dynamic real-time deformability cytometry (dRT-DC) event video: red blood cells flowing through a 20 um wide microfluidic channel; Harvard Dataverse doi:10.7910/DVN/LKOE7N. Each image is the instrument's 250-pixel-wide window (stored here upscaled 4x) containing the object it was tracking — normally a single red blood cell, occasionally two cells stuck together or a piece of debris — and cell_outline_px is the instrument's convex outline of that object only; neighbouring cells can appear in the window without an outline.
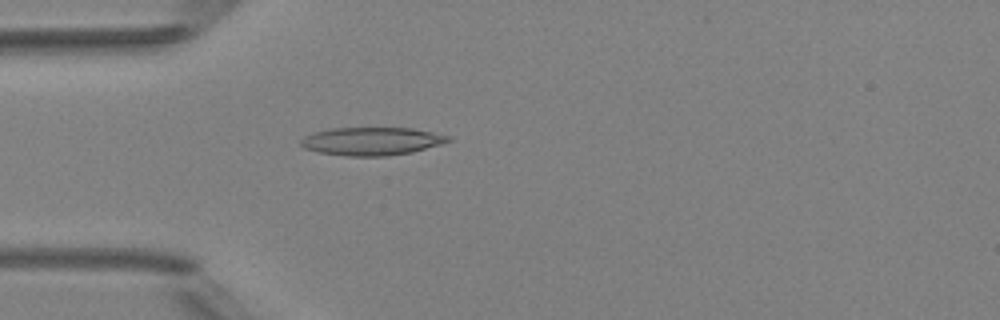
{"species": "Egyptian fruit bat (a non-hibernating species)", "species_latin": "Rousettus aegyptiacus", "temperature_condition": "room temperature", "stored_images_in_passage": 2, "camera_frame_rate_fps": 3000, "um_per_image_px": 0.085, "animal": {"sex": "female"}, "frame": {"image": 1, "passage_image": 2, "time_ms": 1.0, "image_size_px": [1000, 320], "cell_outline_px": [[452, 140], [440, 144], [412, 152], [388, 156], [344, 156], [316, 152], [304, 148], [300, 144], [300, 140], [304, 136], [312, 132], [328, 128], [412, 128], [452, 136]], "centroid_in_image_um": [31.55, 12.0], "position_along_channel_um": 53.4, "area_um2": 24.33}}